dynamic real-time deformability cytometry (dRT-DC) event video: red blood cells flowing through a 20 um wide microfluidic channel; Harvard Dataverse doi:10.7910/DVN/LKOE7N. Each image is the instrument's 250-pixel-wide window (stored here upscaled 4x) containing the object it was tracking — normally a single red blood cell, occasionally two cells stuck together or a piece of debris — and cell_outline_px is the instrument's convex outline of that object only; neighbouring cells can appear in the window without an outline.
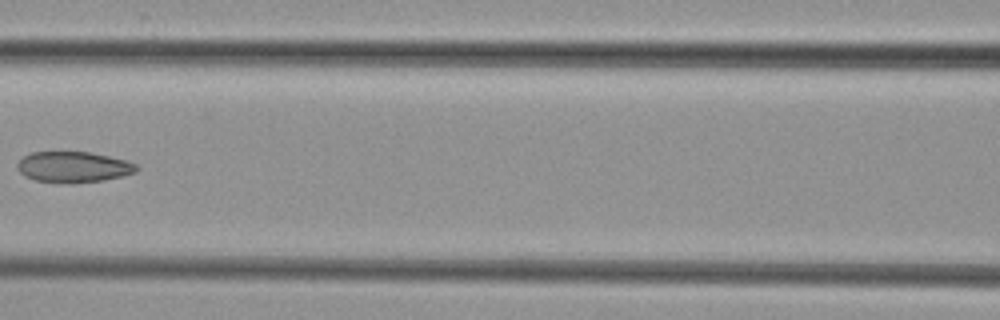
{"species": "common noctule bat (a hibernating species)", "species_latin": "Nyctalus noctula", "temperature_condition": "cold", "stored_images_in_passage": 8, "camera_frame_rate_fps": 3000, "um_per_image_px": 0.085, "animal": {"sex": "female", "body_mass_g": 29.2, "forearm_length_mm": 56.3}, "frame": {"image": 1, "passage_image": 7, "time_ms": 7.333, "image_size_px": [1000, 320], "cell_outline_px": [[140, 168], [136, 172], [124, 176], [104, 180], [72, 184], [68, 184], [36, 180], [24, 176], [16, 168], [16, 164], [24, 156], [32, 152], [92, 152], [124, 160], [136, 164]], "centroid_in_image_um": [6.24, 14.21], "position_along_channel_um": 160.4, "area_um2": 21.62}}
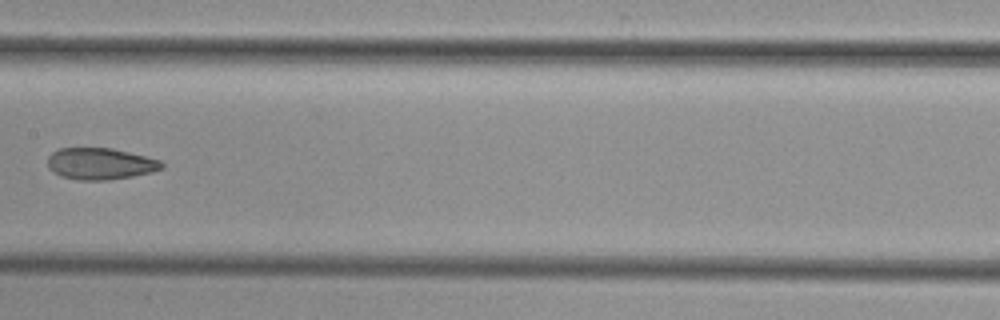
{"frame": {"image": 2, "passage_image": 8, "time_ms": 8.333, "image_size_px": [1000, 320], "cell_outline_px": [[164, 168], [152, 172], [132, 176], [108, 180], [80, 180], [60, 176], [52, 172], [48, 168], [48, 156], [52, 152], [60, 148], [112, 148], [160, 160], [164, 164]], "centroid_in_image_um": [8.51, 13.92], "position_along_channel_um": 198.9, "area_um2": 21.04}}